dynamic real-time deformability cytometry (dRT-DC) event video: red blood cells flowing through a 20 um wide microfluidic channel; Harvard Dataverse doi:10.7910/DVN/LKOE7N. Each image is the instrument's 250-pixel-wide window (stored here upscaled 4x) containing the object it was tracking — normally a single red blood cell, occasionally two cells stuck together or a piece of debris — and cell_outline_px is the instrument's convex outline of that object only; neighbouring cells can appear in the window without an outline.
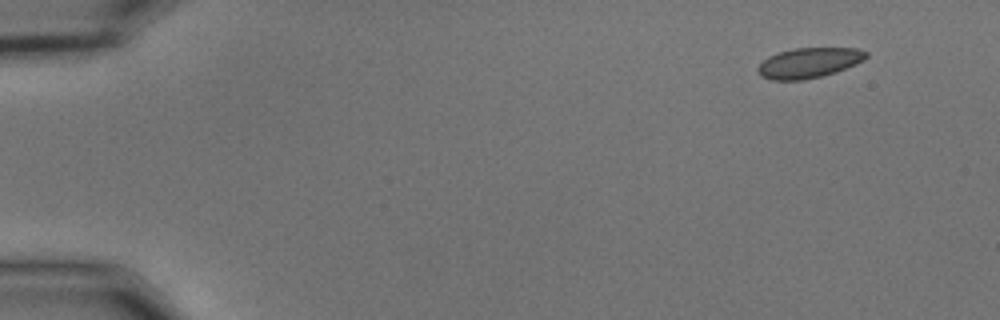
{"species": "common noctule bat (a hibernating species)", "species_latin": "Nyctalus noctula", "temperature_condition": "cold", "stored_images_in_passage": 52, "camera_frame_rate_fps": 3000, "um_per_image_px": 0.085, "animal": {"sex": "male", "body_mass_g": 15.6}, "frame": {"image": 1, "passage_image": 1, "time_ms": 0.0, "image_size_px": [1000, 320], "cell_outline_px": [[868, 56], [864, 60], [856, 64], [836, 72], [804, 80], [772, 80], [760, 76], [756, 72], [756, 68], [768, 56], [776, 52], [792, 48], [856, 48], [868, 52]], "centroid_in_image_um": [68.73, 5.34], "position_along_channel_um": 16.3, "area_um2": 19.25}}
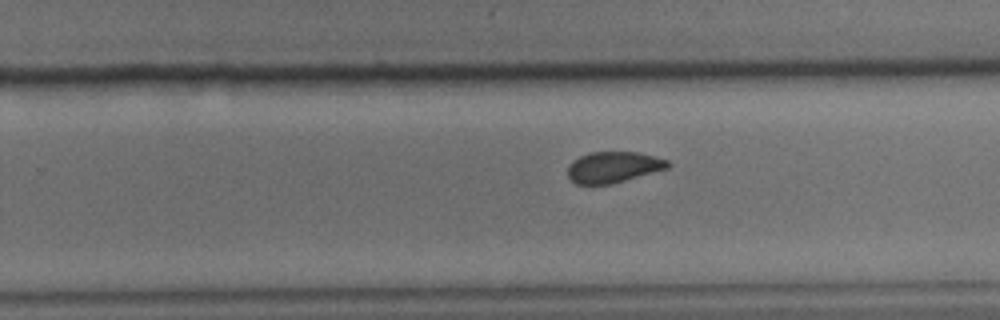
{"frame": {"image": 2, "passage_image": 32, "time_ms": 10.333, "image_size_px": [1000, 320], "cell_outline_px": [[672, 164], [668, 168], [612, 184], [576, 184], [568, 176], [568, 164], [572, 160], [580, 156], [592, 152], [640, 152], [668, 160]], "centroid_in_image_um": [52.14, 14.2], "position_along_channel_um": 277.7, "area_um2": 18.15}}
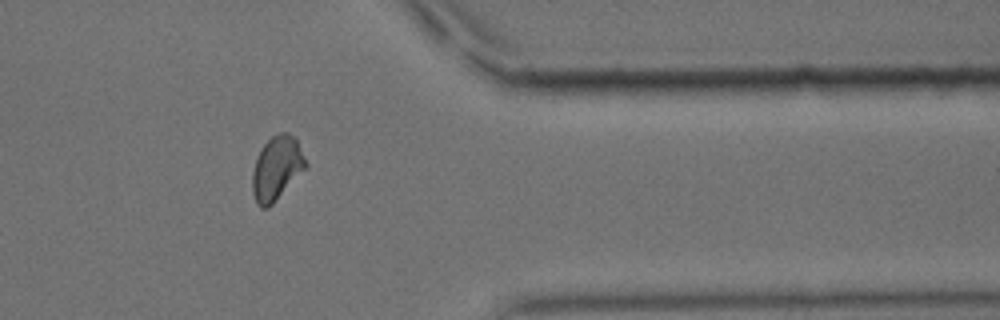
{"frame": {"image": 3, "passage_image": 42, "time_ms": 13.667, "image_size_px": [1000, 320], "cell_outline_px": [[308, 164], [272, 204], [268, 208], [260, 208], [256, 204], [252, 192], [252, 172], [256, 156], [260, 148], [272, 136], [280, 132], [288, 132], [296, 140]], "centroid_in_image_um": [23.47, 14.3], "position_along_channel_um": 387.9, "area_um2": 19.65}, "authors_computed_cell_mechanics": {"area_um2": 19.3052, "velocity_mm_per_s": 3.6574, "shape_relaxation_time_tau1_ms": null, "shape_relaxation_time_tau2_ms": 1.104, "deformation_change_tau1": null, "deformation_change_tau2": 0.0396}}